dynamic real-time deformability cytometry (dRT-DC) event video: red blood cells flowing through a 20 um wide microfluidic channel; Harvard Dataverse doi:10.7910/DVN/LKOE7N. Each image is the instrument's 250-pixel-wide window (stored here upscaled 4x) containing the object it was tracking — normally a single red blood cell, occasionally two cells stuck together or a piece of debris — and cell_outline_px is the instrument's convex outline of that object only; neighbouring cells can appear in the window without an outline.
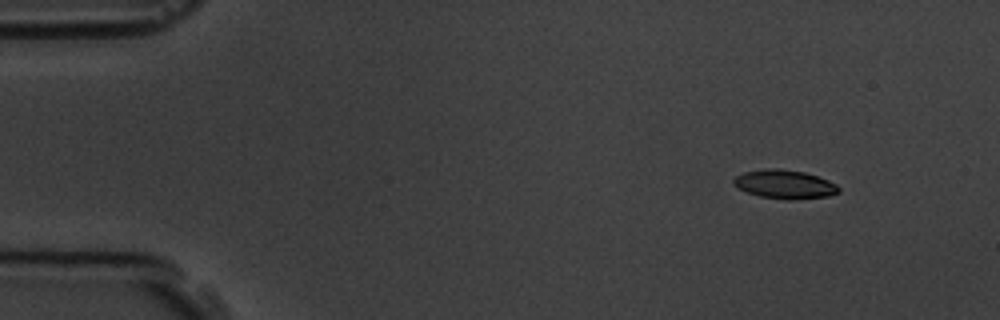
{"species": "common noctule bat (a hibernating species)", "species_latin": "Nyctalus noctula", "temperature_condition": "room temperature", "stored_images_in_passage": 4, "camera_frame_rate_fps": 3000, "um_per_image_px": 0.085, "animal": {"sex": "male", "body_mass_g": 19.5, "forearm_length_mm": 54.6}, "frame": {"image": 1, "passage_image": 2, "time_ms": 1.0, "image_size_px": [1000, 320], "cell_outline_px": [[840, 192], [828, 196], [788, 200], [760, 196], [736, 188], [732, 184], [732, 180], [736, 176], [744, 172], [764, 168], [780, 168], [804, 172], [828, 180], [836, 184], [840, 188]], "centroid_in_image_um": [66.67, 15.65], "position_along_channel_um": 18.3, "area_um2": 17.69}}
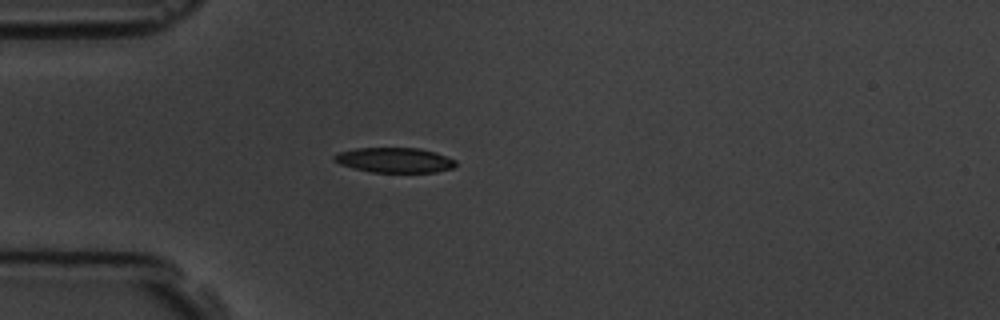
{"frame": {"image": 2, "passage_image": 4, "time_ms": 4.333, "image_size_px": [1000, 320], "cell_outline_px": [[456, 164], [452, 168], [436, 172], [372, 172], [352, 168], [340, 164], [332, 160], [332, 156], [340, 152], [356, 148], [420, 148], [436, 152], [456, 160]], "centroid_in_image_um": [33.53, 13.61], "position_along_channel_um": 51.5, "area_um2": 17.74}}